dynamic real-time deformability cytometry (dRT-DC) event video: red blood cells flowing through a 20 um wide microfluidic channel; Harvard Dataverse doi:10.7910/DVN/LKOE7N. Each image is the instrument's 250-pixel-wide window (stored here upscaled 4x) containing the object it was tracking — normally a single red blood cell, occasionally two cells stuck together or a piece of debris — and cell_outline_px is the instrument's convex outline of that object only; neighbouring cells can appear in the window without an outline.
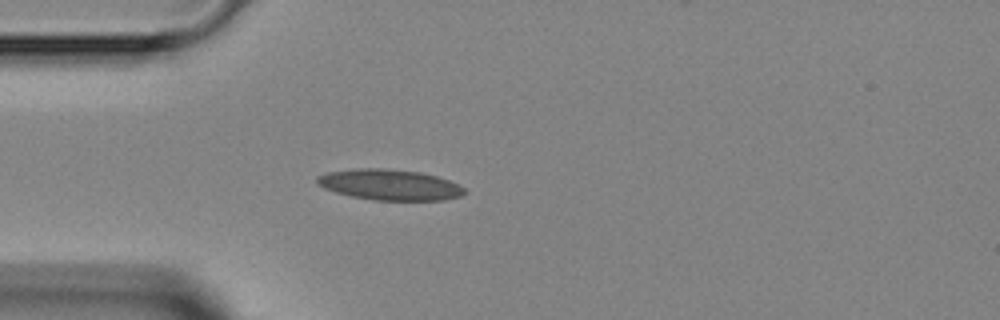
{"species": "Egyptian fruit bat (a non-hibernating species)", "species_latin": "Rousettus aegyptiacus", "temperature_condition": "room temperature", "stored_images_in_passage": 3, "camera_frame_rate_fps": 3000, "um_per_image_px": 0.085, "animal": {"sex": "female"}, "frame": {"image": 1, "passage_image": 3, "time_ms": 2.667, "image_size_px": [1000, 320], "cell_outline_px": [[468, 192], [460, 196], [444, 200], [372, 200], [352, 196], [336, 192], [324, 188], [316, 184], [316, 176], [328, 172], [356, 168], [384, 168], [420, 172], [436, 176], [460, 184]], "centroid_in_image_um": [33.12, 15.7], "position_along_channel_um": 51.9, "area_um2": 26.53}}